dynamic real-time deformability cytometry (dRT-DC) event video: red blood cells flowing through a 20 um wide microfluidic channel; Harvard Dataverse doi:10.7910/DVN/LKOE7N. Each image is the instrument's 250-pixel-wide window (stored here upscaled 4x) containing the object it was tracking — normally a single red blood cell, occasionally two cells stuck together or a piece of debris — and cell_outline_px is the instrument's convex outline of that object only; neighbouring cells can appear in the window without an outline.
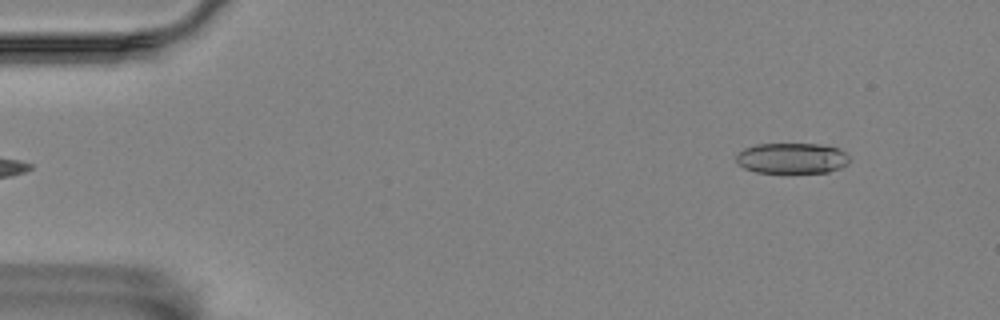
{"species": "Egyptian fruit bat (a non-hibernating species)", "species_latin": "Rousettus aegyptiacus", "temperature_condition": "room temperature", "stored_images_in_passage": 15, "camera_frame_rate_fps": 3000, "um_per_image_px": 0.085, "animal": {"sex": "female"}, "frame": {"image": 1, "passage_image": 5, "time_ms": 1.333, "image_size_px": [1000, 320], "cell_outline_px": [[848, 160], [840, 168], [828, 172], [756, 172], [744, 168], [736, 160], [736, 156], [744, 148], [756, 144], [820, 144], [840, 148], [848, 156]], "centroid_in_image_um": [67.3, 13.44], "position_along_channel_um": 17.7, "area_um2": 20.0}}
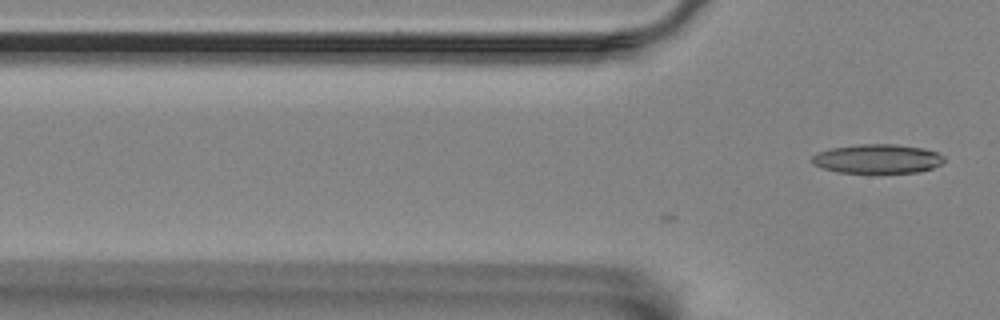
{"frame": {"image": 2, "passage_image": 15, "time_ms": 4.667, "image_size_px": [1000, 320], "cell_outline_px": [[944, 160], [940, 164], [932, 168], [920, 172], [836, 172], [812, 164], [812, 156], [816, 152], [832, 148], [860, 144], [896, 144], [924, 148], [936, 152], [944, 156]], "centroid_in_image_um": [74.58, 13.49], "position_along_channel_um": 51.2, "area_um2": 22.31}}